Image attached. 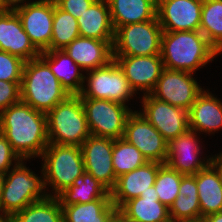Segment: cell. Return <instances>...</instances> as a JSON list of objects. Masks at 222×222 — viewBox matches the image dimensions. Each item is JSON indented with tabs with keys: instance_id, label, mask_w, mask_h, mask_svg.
I'll return each mask as SVG.
<instances>
[{
	"instance_id": "obj_1",
	"label": "cell",
	"mask_w": 222,
	"mask_h": 222,
	"mask_svg": "<svg viewBox=\"0 0 222 222\" xmlns=\"http://www.w3.org/2000/svg\"><path fill=\"white\" fill-rule=\"evenodd\" d=\"M0 133L21 160L40 157L49 144L47 115L20 100L0 113Z\"/></svg>"
},
{
	"instance_id": "obj_2",
	"label": "cell",
	"mask_w": 222,
	"mask_h": 222,
	"mask_svg": "<svg viewBox=\"0 0 222 222\" xmlns=\"http://www.w3.org/2000/svg\"><path fill=\"white\" fill-rule=\"evenodd\" d=\"M218 54L200 30L163 31L160 56L166 69L194 73Z\"/></svg>"
},
{
	"instance_id": "obj_3",
	"label": "cell",
	"mask_w": 222,
	"mask_h": 222,
	"mask_svg": "<svg viewBox=\"0 0 222 222\" xmlns=\"http://www.w3.org/2000/svg\"><path fill=\"white\" fill-rule=\"evenodd\" d=\"M20 92L21 101L45 114L70 95L40 56L24 63Z\"/></svg>"
},
{
	"instance_id": "obj_4",
	"label": "cell",
	"mask_w": 222,
	"mask_h": 222,
	"mask_svg": "<svg viewBox=\"0 0 222 222\" xmlns=\"http://www.w3.org/2000/svg\"><path fill=\"white\" fill-rule=\"evenodd\" d=\"M41 171L42 176L38 177L21 160L6 173L0 198V218L9 219L28 205L51 196V193H45L44 172Z\"/></svg>"
},
{
	"instance_id": "obj_5",
	"label": "cell",
	"mask_w": 222,
	"mask_h": 222,
	"mask_svg": "<svg viewBox=\"0 0 222 222\" xmlns=\"http://www.w3.org/2000/svg\"><path fill=\"white\" fill-rule=\"evenodd\" d=\"M46 115L50 144L81 147L90 136L80 95H69Z\"/></svg>"
},
{
	"instance_id": "obj_6",
	"label": "cell",
	"mask_w": 222,
	"mask_h": 222,
	"mask_svg": "<svg viewBox=\"0 0 222 222\" xmlns=\"http://www.w3.org/2000/svg\"><path fill=\"white\" fill-rule=\"evenodd\" d=\"M44 164L45 185L52 186L51 196L56 197L65 188L73 184L74 180L85 172L81 147L48 144L41 155Z\"/></svg>"
},
{
	"instance_id": "obj_7",
	"label": "cell",
	"mask_w": 222,
	"mask_h": 222,
	"mask_svg": "<svg viewBox=\"0 0 222 222\" xmlns=\"http://www.w3.org/2000/svg\"><path fill=\"white\" fill-rule=\"evenodd\" d=\"M163 30L153 20L119 27L115 31L113 56L160 55Z\"/></svg>"
},
{
	"instance_id": "obj_8",
	"label": "cell",
	"mask_w": 222,
	"mask_h": 222,
	"mask_svg": "<svg viewBox=\"0 0 222 222\" xmlns=\"http://www.w3.org/2000/svg\"><path fill=\"white\" fill-rule=\"evenodd\" d=\"M90 135L121 139L128 116L133 112L122 103L94 98H81Z\"/></svg>"
},
{
	"instance_id": "obj_9",
	"label": "cell",
	"mask_w": 222,
	"mask_h": 222,
	"mask_svg": "<svg viewBox=\"0 0 222 222\" xmlns=\"http://www.w3.org/2000/svg\"><path fill=\"white\" fill-rule=\"evenodd\" d=\"M88 72L84 78L87 88L83 87L79 94L81 98L111 100L125 105L135 94L114 59L106 66Z\"/></svg>"
},
{
	"instance_id": "obj_10",
	"label": "cell",
	"mask_w": 222,
	"mask_h": 222,
	"mask_svg": "<svg viewBox=\"0 0 222 222\" xmlns=\"http://www.w3.org/2000/svg\"><path fill=\"white\" fill-rule=\"evenodd\" d=\"M123 138L134 145L148 162L166 163L168 141L140 111L128 116Z\"/></svg>"
},
{
	"instance_id": "obj_11",
	"label": "cell",
	"mask_w": 222,
	"mask_h": 222,
	"mask_svg": "<svg viewBox=\"0 0 222 222\" xmlns=\"http://www.w3.org/2000/svg\"><path fill=\"white\" fill-rule=\"evenodd\" d=\"M192 76L190 72L164 68L150 94L158 100L189 111L204 90Z\"/></svg>"
},
{
	"instance_id": "obj_12",
	"label": "cell",
	"mask_w": 222,
	"mask_h": 222,
	"mask_svg": "<svg viewBox=\"0 0 222 222\" xmlns=\"http://www.w3.org/2000/svg\"><path fill=\"white\" fill-rule=\"evenodd\" d=\"M34 47L41 53L50 50L54 0L27 2L14 10Z\"/></svg>"
},
{
	"instance_id": "obj_13",
	"label": "cell",
	"mask_w": 222,
	"mask_h": 222,
	"mask_svg": "<svg viewBox=\"0 0 222 222\" xmlns=\"http://www.w3.org/2000/svg\"><path fill=\"white\" fill-rule=\"evenodd\" d=\"M140 112L169 142L189 130L188 111L153 97L143 95Z\"/></svg>"
},
{
	"instance_id": "obj_14",
	"label": "cell",
	"mask_w": 222,
	"mask_h": 222,
	"mask_svg": "<svg viewBox=\"0 0 222 222\" xmlns=\"http://www.w3.org/2000/svg\"><path fill=\"white\" fill-rule=\"evenodd\" d=\"M114 139L90 135L81 145L84 168L96 178L109 192L116 185L112 164Z\"/></svg>"
},
{
	"instance_id": "obj_15",
	"label": "cell",
	"mask_w": 222,
	"mask_h": 222,
	"mask_svg": "<svg viewBox=\"0 0 222 222\" xmlns=\"http://www.w3.org/2000/svg\"><path fill=\"white\" fill-rule=\"evenodd\" d=\"M203 0H158L156 16L163 31H199Z\"/></svg>"
},
{
	"instance_id": "obj_16",
	"label": "cell",
	"mask_w": 222,
	"mask_h": 222,
	"mask_svg": "<svg viewBox=\"0 0 222 222\" xmlns=\"http://www.w3.org/2000/svg\"><path fill=\"white\" fill-rule=\"evenodd\" d=\"M113 59L123 71L131 88L135 92L144 91V95L154 90L164 69L160 55L113 56Z\"/></svg>"
},
{
	"instance_id": "obj_17",
	"label": "cell",
	"mask_w": 222,
	"mask_h": 222,
	"mask_svg": "<svg viewBox=\"0 0 222 222\" xmlns=\"http://www.w3.org/2000/svg\"><path fill=\"white\" fill-rule=\"evenodd\" d=\"M196 134L188 130L168 142L166 164L180 174L196 175L213 161V156L206 161L198 157L201 146L198 145L199 140Z\"/></svg>"
},
{
	"instance_id": "obj_18",
	"label": "cell",
	"mask_w": 222,
	"mask_h": 222,
	"mask_svg": "<svg viewBox=\"0 0 222 222\" xmlns=\"http://www.w3.org/2000/svg\"><path fill=\"white\" fill-rule=\"evenodd\" d=\"M0 51L15 55L25 62L40 56L14 10H0Z\"/></svg>"
},
{
	"instance_id": "obj_19",
	"label": "cell",
	"mask_w": 222,
	"mask_h": 222,
	"mask_svg": "<svg viewBox=\"0 0 222 222\" xmlns=\"http://www.w3.org/2000/svg\"><path fill=\"white\" fill-rule=\"evenodd\" d=\"M158 162H147L145 165L117 178L111 193L112 203L119 210L127 201L140 197L142 192L150 190L154 185L158 169Z\"/></svg>"
},
{
	"instance_id": "obj_20",
	"label": "cell",
	"mask_w": 222,
	"mask_h": 222,
	"mask_svg": "<svg viewBox=\"0 0 222 222\" xmlns=\"http://www.w3.org/2000/svg\"><path fill=\"white\" fill-rule=\"evenodd\" d=\"M114 40L77 37L63 50L85 71L106 66L113 60Z\"/></svg>"
},
{
	"instance_id": "obj_21",
	"label": "cell",
	"mask_w": 222,
	"mask_h": 222,
	"mask_svg": "<svg viewBox=\"0 0 222 222\" xmlns=\"http://www.w3.org/2000/svg\"><path fill=\"white\" fill-rule=\"evenodd\" d=\"M119 211L128 222H172L169 208L158 200L154 185L140 197L127 201Z\"/></svg>"
},
{
	"instance_id": "obj_22",
	"label": "cell",
	"mask_w": 222,
	"mask_h": 222,
	"mask_svg": "<svg viewBox=\"0 0 222 222\" xmlns=\"http://www.w3.org/2000/svg\"><path fill=\"white\" fill-rule=\"evenodd\" d=\"M188 118L189 130L214 133L222 128V102L203 90L188 111Z\"/></svg>"
},
{
	"instance_id": "obj_23",
	"label": "cell",
	"mask_w": 222,
	"mask_h": 222,
	"mask_svg": "<svg viewBox=\"0 0 222 222\" xmlns=\"http://www.w3.org/2000/svg\"><path fill=\"white\" fill-rule=\"evenodd\" d=\"M196 185L201 219L222 212V173L214 161L196 174Z\"/></svg>"
},
{
	"instance_id": "obj_24",
	"label": "cell",
	"mask_w": 222,
	"mask_h": 222,
	"mask_svg": "<svg viewBox=\"0 0 222 222\" xmlns=\"http://www.w3.org/2000/svg\"><path fill=\"white\" fill-rule=\"evenodd\" d=\"M40 57L70 95H79L83 87H86L80 66L64 50L44 51L40 53Z\"/></svg>"
},
{
	"instance_id": "obj_25",
	"label": "cell",
	"mask_w": 222,
	"mask_h": 222,
	"mask_svg": "<svg viewBox=\"0 0 222 222\" xmlns=\"http://www.w3.org/2000/svg\"><path fill=\"white\" fill-rule=\"evenodd\" d=\"M77 22L81 37L97 40L115 38L107 0H95L77 19Z\"/></svg>"
},
{
	"instance_id": "obj_26",
	"label": "cell",
	"mask_w": 222,
	"mask_h": 222,
	"mask_svg": "<svg viewBox=\"0 0 222 222\" xmlns=\"http://www.w3.org/2000/svg\"><path fill=\"white\" fill-rule=\"evenodd\" d=\"M107 3L114 31L121 26L153 20L156 17L155 0H107Z\"/></svg>"
},
{
	"instance_id": "obj_27",
	"label": "cell",
	"mask_w": 222,
	"mask_h": 222,
	"mask_svg": "<svg viewBox=\"0 0 222 222\" xmlns=\"http://www.w3.org/2000/svg\"><path fill=\"white\" fill-rule=\"evenodd\" d=\"M111 196V193L90 173L84 172L56 197L61 205L84 204Z\"/></svg>"
},
{
	"instance_id": "obj_28",
	"label": "cell",
	"mask_w": 222,
	"mask_h": 222,
	"mask_svg": "<svg viewBox=\"0 0 222 222\" xmlns=\"http://www.w3.org/2000/svg\"><path fill=\"white\" fill-rule=\"evenodd\" d=\"M64 222H106L117 210L111 196L84 204L61 205Z\"/></svg>"
},
{
	"instance_id": "obj_29",
	"label": "cell",
	"mask_w": 222,
	"mask_h": 222,
	"mask_svg": "<svg viewBox=\"0 0 222 222\" xmlns=\"http://www.w3.org/2000/svg\"><path fill=\"white\" fill-rule=\"evenodd\" d=\"M8 222H64L63 210L58 198L49 196L13 214Z\"/></svg>"
},
{
	"instance_id": "obj_30",
	"label": "cell",
	"mask_w": 222,
	"mask_h": 222,
	"mask_svg": "<svg viewBox=\"0 0 222 222\" xmlns=\"http://www.w3.org/2000/svg\"><path fill=\"white\" fill-rule=\"evenodd\" d=\"M200 31L222 53V0H203Z\"/></svg>"
},
{
	"instance_id": "obj_31",
	"label": "cell",
	"mask_w": 222,
	"mask_h": 222,
	"mask_svg": "<svg viewBox=\"0 0 222 222\" xmlns=\"http://www.w3.org/2000/svg\"><path fill=\"white\" fill-rule=\"evenodd\" d=\"M79 36L77 19L70 13L61 10L54 1L53 30L50 50H63Z\"/></svg>"
},
{
	"instance_id": "obj_32",
	"label": "cell",
	"mask_w": 222,
	"mask_h": 222,
	"mask_svg": "<svg viewBox=\"0 0 222 222\" xmlns=\"http://www.w3.org/2000/svg\"><path fill=\"white\" fill-rule=\"evenodd\" d=\"M112 164L116 178L145 165L148 161L143 154L124 138L114 139Z\"/></svg>"
},
{
	"instance_id": "obj_33",
	"label": "cell",
	"mask_w": 222,
	"mask_h": 222,
	"mask_svg": "<svg viewBox=\"0 0 222 222\" xmlns=\"http://www.w3.org/2000/svg\"><path fill=\"white\" fill-rule=\"evenodd\" d=\"M182 176L183 174L172 169L166 163L162 164L158 169L154 187L158 200L168 208H170L179 194Z\"/></svg>"
},
{
	"instance_id": "obj_34",
	"label": "cell",
	"mask_w": 222,
	"mask_h": 222,
	"mask_svg": "<svg viewBox=\"0 0 222 222\" xmlns=\"http://www.w3.org/2000/svg\"><path fill=\"white\" fill-rule=\"evenodd\" d=\"M172 222L196 221L201 219V209L198 196L178 194L169 208Z\"/></svg>"
},
{
	"instance_id": "obj_35",
	"label": "cell",
	"mask_w": 222,
	"mask_h": 222,
	"mask_svg": "<svg viewBox=\"0 0 222 222\" xmlns=\"http://www.w3.org/2000/svg\"><path fill=\"white\" fill-rule=\"evenodd\" d=\"M24 63L15 55L0 51V80L21 83Z\"/></svg>"
},
{
	"instance_id": "obj_36",
	"label": "cell",
	"mask_w": 222,
	"mask_h": 222,
	"mask_svg": "<svg viewBox=\"0 0 222 222\" xmlns=\"http://www.w3.org/2000/svg\"><path fill=\"white\" fill-rule=\"evenodd\" d=\"M21 83L0 80V113L21 100Z\"/></svg>"
},
{
	"instance_id": "obj_37",
	"label": "cell",
	"mask_w": 222,
	"mask_h": 222,
	"mask_svg": "<svg viewBox=\"0 0 222 222\" xmlns=\"http://www.w3.org/2000/svg\"><path fill=\"white\" fill-rule=\"evenodd\" d=\"M20 161V157L14 152L11 144L0 133V172L7 173L10 170L11 165H13L12 162L18 164Z\"/></svg>"
},
{
	"instance_id": "obj_38",
	"label": "cell",
	"mask_w": 222,
	"mask_h": 222,
	"mask_svg": "<svg viewBox=\"0 0 222 222\" xmlns=\"http://www.w3.org/2000/svg\"><path fill=\"white\" fill-rule=\"evenodd\" d=\"M63 11L78 19L95 0H54Z\"/></svg>"
},
{
	"instance_id": "obj_39",
	"label": "cell",
	"mask_w": 222,
	"mask_h": 222,
	"mask_svg": "<svg viewBox=\"0 0 222 222\" xmlns=\"http://www.w3.org/2000/svg\"><path fill=\"white\" fill-rule=\"evenodd\" d=\"M178 193L185 196H198L196 175H183Z\"/></svg>"
},
{
	"instance_id": "obj_40",
	"label": "cell",
	"mask_w": 222,
	"mask_h": 222,
	"mask_svg": "<svg viewBox=\"0 0 222 222\" xmlns=\"http://www.w3.org/2000/svg\"><path fill=\"white\" fill-rule=\"evenodd\" d=\"M23 1L26 2V0H0V10H15L24 5Z\"/></svg>"
},
{
	"instance_id": "obj_41",
	"label": "cell",
	"mask_w": 222,
	"mask_h": 222,
	"mask_svg": "<svg viewBox=\"0 0 222 222\" xmlns=\"http://www.w3.org/2000/svg\"><path fill=\"white\" fill-rule=\"evenodd\" d=\"M106 222H128L124 215L119 211L116 210Z\"/></svg>"
},
{
	"instance_id": "obj_42",
	"label": "cell",
	"mask_w": 222,
	"mask_h": 222,
	"mask_svg": "<svg viewBox=\"0 0 222 222\" xmlns=\"http://www.w3.org/2000/svg\"><path fill=\"white\" fill-rule=\"evenodd\" d=\"M203 222H222V212L210 214L208 216L202 217Z\"/></svg>"
},
{
	"instance_id": "obj_43",
	"label": "cell",
	"mask_w": 222,
	"mask_h": 222,
	"mask_svg": "<svg viewBox=\"0 0 222 222\" xmlns=\"http://www.w3.org/2000/svg\"><path fill=\"white\" fill-rule=\"evenodd\" d=\"M213 161L219 166L222 173V153L213 156Z\"/></svg>"
},
{
	"instance_id": "obj_44",
	"label": "cell",
	"mask_w": 222,
	"mask_h": 222,
	"mask_svg": "<svg viewBox=\"0 0 222 222\" xmlns=\"http://www.w3.org/2000/svg\"><path fill=\"white\" fill-rule=\"evenodd\" d=\"M5 177H6V173L0 172V198H1V195H2V190H3V186H4Z\"/></svg>"
},
{
	"instance_id": "obj_45",
	"label": "cell",
	"mask_w": 222,
	"mask_h": 222,
	"mask_svg": "<svg viewBox=\"0 0 222 222\" xmlns=\"http://www.w3.org/2000/svg\"><path fill=\"white\" fill-rule=\"evenodd\" d=\"M182 222H203L201 219L196 221H182Z\"/></svg>"
}]
</instances>
